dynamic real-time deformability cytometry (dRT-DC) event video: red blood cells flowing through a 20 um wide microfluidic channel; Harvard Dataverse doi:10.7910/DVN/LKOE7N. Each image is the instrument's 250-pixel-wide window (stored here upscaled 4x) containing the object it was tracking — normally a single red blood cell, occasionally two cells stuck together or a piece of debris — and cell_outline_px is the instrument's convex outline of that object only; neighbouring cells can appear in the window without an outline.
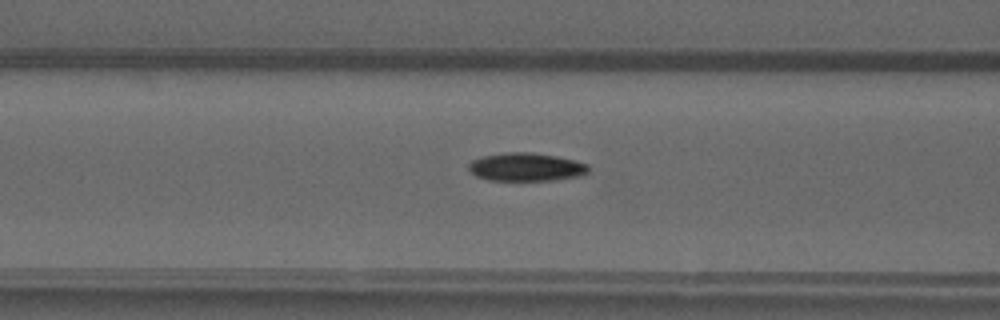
{"species": "common noctule bat (a hibernating species)", "species_latin": "Nyctalus noctula", "temperature_condition": "warm", "stored_images_in_passage": 35, "camera_frame_rate_fps": 3000, "um_per_image_px": 0.085, "animal": {"sex": "male", "forearm_length_mm": 52.5}, "frame": {"image": 1, "passage_image": 7, "time_ms": 2.0, "image_size_px": [1000, 320], "cell_outline_px": [[588, 172], [580, 176], [552, 180], [488, 180], [476, 176], [468, 168], [468, 164], [472, 160], [484, 156], [504, 152], [532, 152], [556, 156], [576, 160], [588, 164]], "centroid_in_image_um": [44.72, 14.19], "position_along_channel_um": 121.9, "area_um2": 19.71}}
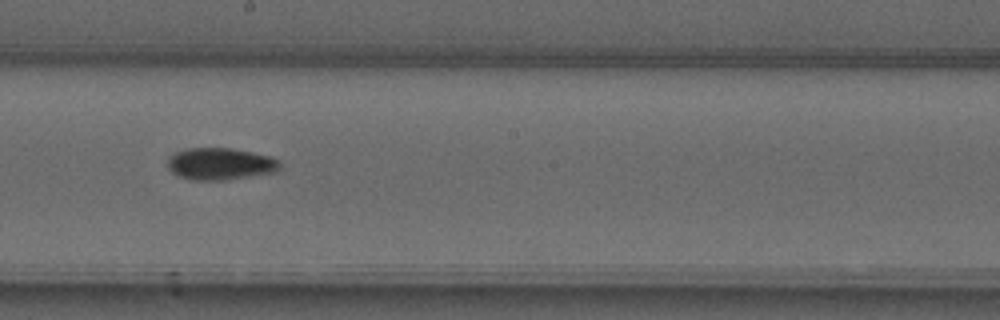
{"frame": {"image": 2, "passage_image": 15, "time_ms": 4.667, "image_size_px": [1000, 320], "cell_outline_px": [[280, 168], [276, 172], [224, 180], [192, 180], [180, 176], [172, 172], [168, 168], [168, 156], [176, 152], [188, 148], [232, 148], [272, 156], [280, 164]], "centroid_in_image_um": [18.72, 13.92], "position_along_channel_um": 229.5, "area_um2": 20.92}}
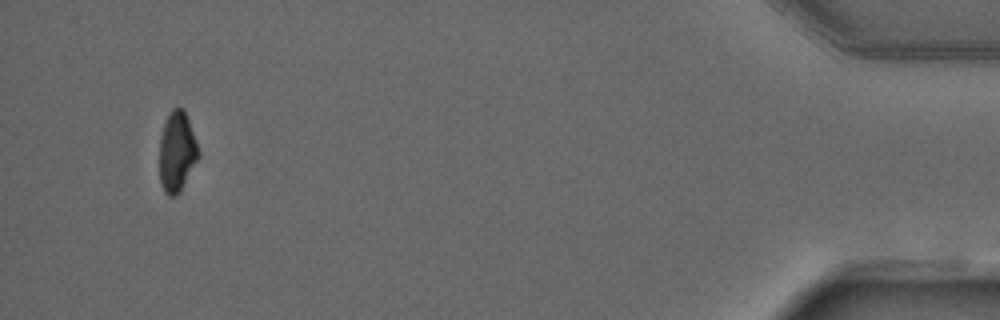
{"frame": {"image": 3, "passage_image": 35, "time_ms": 11.333, "image_size_px": [1000, 320], "cell_outline_px": [[200, 156], [180, 192], [176, 196], [168, 196], [164, 192], [160, 184], [160, 136], [164, 120], [172, 108], [184, 108], [196, 140], [200, 152]], "centroid_in_image_um": [15.04, 12.9], "position_along_channel_um": 420.2, "area_um2": 18.5}, "authors_computed_cell_mechanics": {"area_um2": 19.8254, "velocity_mm_per_s": 4.043, "shape_relaxation_time_tau1_ms": 5.9855, "shape_relaxation_time_tau2_ms": null, "deformation_change_tau1": 0.1943, "deformation_change_tau2": null}}